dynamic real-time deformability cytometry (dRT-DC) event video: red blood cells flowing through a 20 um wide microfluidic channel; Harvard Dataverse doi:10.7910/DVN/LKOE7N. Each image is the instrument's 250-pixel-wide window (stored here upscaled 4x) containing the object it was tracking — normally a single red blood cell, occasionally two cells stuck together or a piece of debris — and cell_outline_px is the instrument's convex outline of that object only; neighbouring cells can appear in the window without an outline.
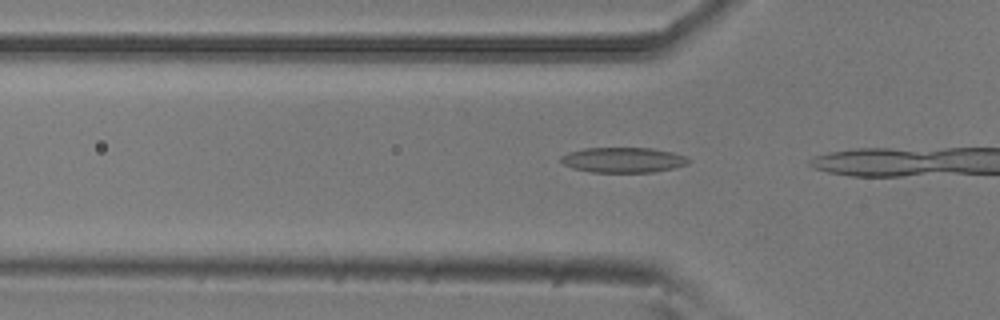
{"species": "common noctule bat (a hibernating species)", "species_latin": "Nyctalus noctula", "temperature_condition": "room temperature", "stored_images_in_passage": 5, "camera_frame_rate_fps": 3000, "um_per_image_px": 0.085, "animal": {"sex": "male", "body_mass_g": 20.5, "forearm_length_mm": 52.5}, "frame": {"image": 1, "passage_image": 3, "time_ms": 0.667, "image_size_px": [1000, 320], "cell_outline_px": [[688, 164], [672, 168], [652, 172], [592, 172], [572, 168], [564, 164], [560, 160], [560, 156], [568, 152], [584, 148], [652, 148], [672, 152], [684, 156], [688, 160]], "centroid_in_image_um": [52.92, 13.59], "position_along_channel_um": 72.9, "area_um2": 18.61}}